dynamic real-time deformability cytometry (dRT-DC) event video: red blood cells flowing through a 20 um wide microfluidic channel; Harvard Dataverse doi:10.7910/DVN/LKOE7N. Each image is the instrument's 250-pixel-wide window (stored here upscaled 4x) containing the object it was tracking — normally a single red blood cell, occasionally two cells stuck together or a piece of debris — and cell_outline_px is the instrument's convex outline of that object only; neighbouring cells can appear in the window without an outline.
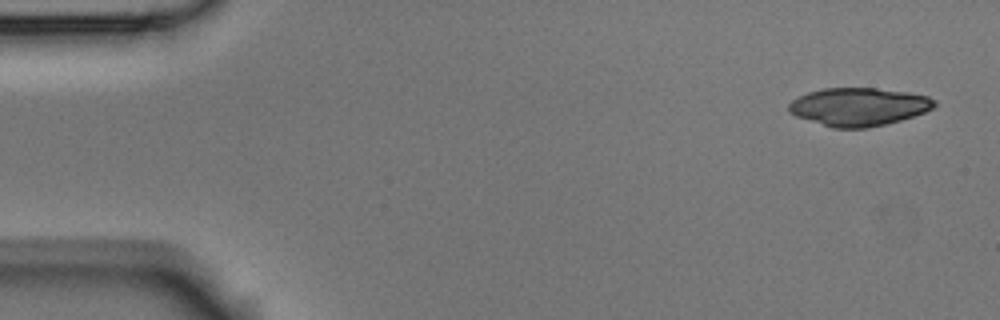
{"species": "Egyptian fruit bat (a non-hibernating species)", "species_latin": "Rousettus aegyptiacus", "temperature_condition": "room temperature", "stored_images_in_passage": 6, "camera_frame_rate_fps": 3000, "um_per_image_px": 0.085, "animal": {"sex": "male"}, "frame": {"image": 1, "passage_image": 1, "time_ms": 0.0, "image_size_px": [1000, 320], "cell_outline_px": [[936, 104], [932, 108], [924, 112], [900, 120], [868, 128], [832, 128], [796, 116], [788, 112], [788, 104], [792, 100], [808, 92], [824, 88], [876, 88], [908, 92], [928, 96], [936, 100]], "centroid_in_image_um": [72.97, 9.07], "position_along_channel_um": 12.0, "area_um2": 32.25}}
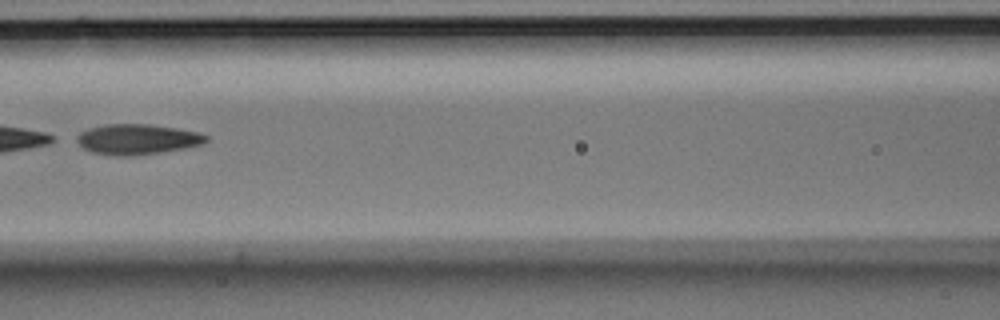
{"frame": {"image": 2, "passage_image": 6, "time_ms": 1.667, "image_size_px": [1000, 320], "cell_outline_px": [[208, 140], [204, 144], [184, 148], [160, 152], [132, 156], [116, 156], [92, 152], [84, 148], [72, 140], [80, 132], [88, 128], [104, 124], [148, 124], [176, 128], [200, 132], [208, 136]], "centroid_in_image_um": [11.64, 11.83], "position_along_channel_um": 155.0, "area_um2": 23.12}}